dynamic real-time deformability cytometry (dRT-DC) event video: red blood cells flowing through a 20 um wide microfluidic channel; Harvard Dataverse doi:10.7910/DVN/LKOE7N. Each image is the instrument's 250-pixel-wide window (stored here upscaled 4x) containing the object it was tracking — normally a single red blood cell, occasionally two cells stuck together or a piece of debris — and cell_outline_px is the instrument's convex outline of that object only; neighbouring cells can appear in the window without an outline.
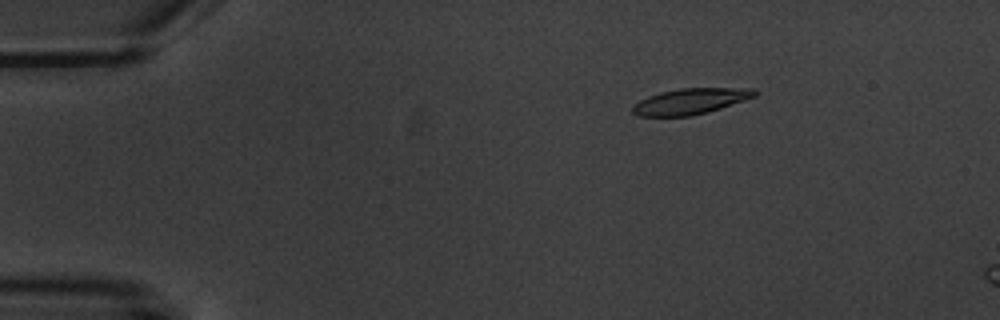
{"species": "common noctule bat (a hibernating species)", "species_latin": "Nyctalus noctula", "temperature_condition": "warm", "stored_images_in_passage": 5, "camera_frame_rate_fps": 3000, "um_per_image_px": 0.085, "animal": {"sex": "male", "body_mass_g": 20.1, "forearm_length_mm": 53.5}, "frame": {"image": 1, "passage_image": 3, "time_ms": 2.333, "image_size_px": [1000, 320], "cell_outline_px": [[756, 96], [708, 112], [692, 116], [636, 116], [632, 112], [632, 108], [640, 100], [648, 96], [660, 92], [680, 88], [756, 88]], "centroid_in_image_um": [58.68, 8.61], "position_along_channel_um": 26.3, "area_um2": 18.32}}